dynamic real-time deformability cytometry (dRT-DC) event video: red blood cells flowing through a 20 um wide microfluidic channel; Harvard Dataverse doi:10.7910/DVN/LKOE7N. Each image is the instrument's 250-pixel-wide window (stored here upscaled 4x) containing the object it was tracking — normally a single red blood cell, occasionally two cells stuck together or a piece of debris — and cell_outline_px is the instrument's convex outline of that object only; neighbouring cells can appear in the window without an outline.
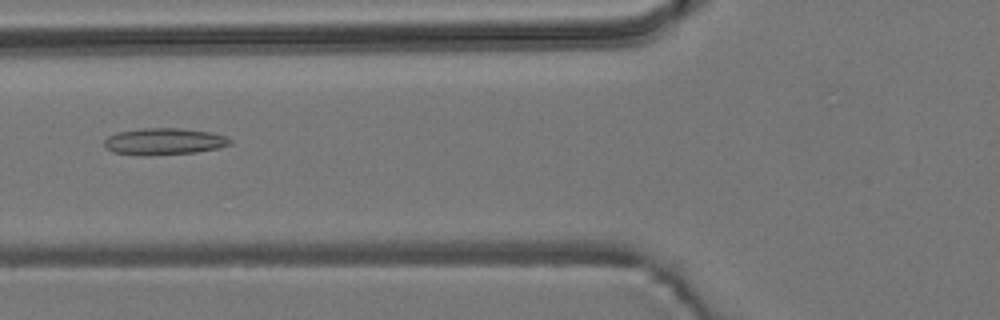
{"species": "common noctule bat (a hibernating species)", "species_latin": "Nyctalus noctula", "temperature_condition": "room temperature", "stored_images_in_passage": 6, "camera_frame_rate_fps": 3000, "um_per_image_px": 0.085, "animal": {"sex": "male", "body_mass_g": 19.2, "forearm_length_mm": 51.8}, "frame": {"image": 1, "passage_image": 6, "time_ms": 6.333, "image_size_px": [1000, 320], "cell_outline_px": [[232, 144], [220, 148], [196, 152], [144, 156], [112, 152], [104, 144], [104, 140], [108, 136], [116, 132], [144, 128], [180, 128], [212, 132], [228, 136], [232, 140]], "centroid_in_image_um": [13.99, 12.02], "position_along_channel_um": 111.8, "area_um2": 19.83}}